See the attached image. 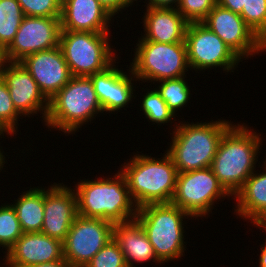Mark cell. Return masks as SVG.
<instances>
[{
  "instance_id": "obj_41",
  "label": "cell",
  "mask_w": 266,
  "mask_h": 267,
  "mask_svg": "<svg viewBox=\"0 0 266 267\" xmlns=\"http://www.w3.org/2000/svg\"><path fill=\"white\" fill-rule=\"evenodd\" d=\"M5 133H7L8 135H10L1 125H0V135L2 136V134H3V136H4V134Z\"/></svg>"
},
{
  "instance_id": "obj_12",
  "label": "cell",
  "mask_w": 266,
  "mask_h": 267,
  "mask_svg": "<svg viewBox=\"0 0 266 267\" xmlns=\"http://www.w3.org/2000/svg\"><path fill=\"white\" fill-rule=\"evenodd\" d=\"M202 23L219 36L240 59L266 51V44L240 14L231 10L216 4Z\"/></svg>"
},
{
  "instance_id": "obj_18",
  "label": "cell",
  "mask_w": 266,
  "mask_h": 267,
  "mask_svg": "<svg viewBox=\"0 0 266 267\" xmlns=\"http://www.w3.org/2000/svg\"><path fill=\"white\" fill-rule=\"evenodd\" d=\"M112 18L98 0H66L61 5V29L65 31L110 33Z\"/></svg>"
},
{
  "instance_id": "obj_7",
  "label": "cell",
  "mask_w": 266,
  "mask_h": 267,
  "mask_svg": "<svg viewBox=\"0 0 266 267\" xmlns=\"http://www.w3.org/2000/svg\"><path fill=\"white\" fill-rule=\"evenodd\" d=\"M138 42L130 65L138 81L152 83L186 76L190 67L185 42L159 43L142 37Z\"/></svg>"
},
{
  "instance_id": "obj_31",
  "label": "cell",
  "mask_w": 266,
  "mask_h": 267,
  "mask_svg": "<svg viewBox=\"0 0 266 267\" xmlns=\"http://www.w3.org/2000/svg\"><path fill=\"white\" fill-rule=\"evenodd\" d=\"M217 0H180L177 9L188 23L202 22Z\"/></svg>"
},
{
  "instance_id": "obj_19",
  "label": "cell",
  "mask_w": 266,
  "mask_h": 267,
  "mask_svg": "<svg viewBox=\"0 0 266 267\" xmlns=\"http://www.w3.org/2000/svg\"><path fill=\"white\" fill-rule=\"evenodd\" d=\"M143 16L144 40L159 43L185 42L188 22L177 8H146Z\"/></svg>"
},
{
  "instance_id": "obj_21",
  "label": "cell",
  "mask_w": 266,
  "mask_h": 267,
  "mask_svg": "<svg viewBox=\"0 0 266 267\" xmlns=\"http://www.w3.org/2000/svg\"><path fill=\"white\" fill-rule=\"evenodd\" d=\"M263 172L254 171L234 195L239 217L251 220L253 225L266 226V166ZM256 173V174H255Z\"/></svg>"
},
{
  "instance_id": "obj_14",
  "label": "cell",
  "mask_w": 266,
  "mask_h": 267,
  "mask_svg": "<svg viewBox=\"0 0 266 267\" xmlns=\"http://www.w3.org/2000/svg\"><path fill=\"white\" fill-rule=\"evenodd\" d=\"M0 76L6 83L13 105L20 116L30 117L42 111V119L45 122L49 100L26 68L20 62H8L5 67L0 68Z\"/></svg>"
},
{
  "instance_id": "obj_42",
  "label": "cell",
  "mask_w": 266,
  "mask_h": 267,
  "mask_svg": "<svg viewBox=\"0 0 266 267\" xmlns=\"http://www.w3.org/2000/svg\"><path fill=\"white\" fill-rule=\"evenodd\" d=\"M60 4L62 5L66 0H58Z\"/></svg>"
},
{
  "instance_id": "obj_40",
  "label": "cell",
  "mask_w": 266,
  "mask_h": 267,
  "mask_svg": "<svg viewBox=\"0 0 266 267\" xmlns=\"http://www.w3.org/2000/svg\"><path fill=\"white\" fill-rule=\"evenodd\" d=\"M3 153H4V152H2V150L0 149V170H1V171H2V168H3V166H4V163H6V162H5V158H6V157H4Z\"/></svg>"
},
{
  "instance_id": "obj_28",
  "label": "cell",
  "mask_w": 266,
  "mask_h": 267,
  "mask_svg": "<svg viewBox=\"0 0 266 267\" xmlns=\"http://www.w3.org/2000/svg\"><path fill=\"white\" fill-rule=\"evenodd\" d=\"M240 15L254 33L266 44V0H245Z\"/></svg>"
},
{
  "instance_id": "obj_30",
  "label": "cell",
  "mask_w": 266,
  "mask_h": 267,
  "mask_svg": "<svg viewBox=\"0 0 266 267\" xmlns=\"http://www.w3.org/2000/svg\"><path fill=\"white\" fill-rule=\"evenodd\" d=\"M85 267H128L120 246L111 239Z\"/></svg>"
},
{
  "instance_id": "obj_4",
  "label": "cell",
  "mask_w": 266,
  "mask_h": 267,
  "mask_svg": "<svg viewBox=\"0 0 266 267\" xmlns=\"http://www.w3.org/2000/svg\"><path fill=\"white\" fill-rule=\"evenodd\" d=\"M212 121L176 123L166 152L178 173L211 166L222 136L233 125L229 120Z\"/></svg>"
},
{
  "instance_id": "obj_24",
  "label": "cell",
  "mask_w": 266,
  "mask_h": 267,
  "mask_svg": "<svg viewBox=\"0 0 266 267\" xmlns=\"http://www.w3.org/2000/svg\"><path fill=\"white\" fill-rule=\"evenodd\" d=\"M25 15L17 0H0V43L7 48Z\"/></svg>"
},
{
  "instance_id": "obj_32",
  "label": "cell",
  "mask_w": 266,
  "mask_h": 267,
  "mask_svg": "<svg viewBox=\"0 0 266 267\" xmlns=\"http://www.w3.org/2000/svg\"><path fill=\"white\" fill-rule=\"evenodd\" d=\"M25 16L60 17L61 4L58 0H17Z\"/></svg>"
},
{
  "instance_id": "obj_9",
  "label": "cell",
  "mask_w": 266,
  "mask_h": 267,
  "mask_svg": "<svg viewBox=\"0 0 266 267\" xmlns=\"http://www.w3.org/2000/svg\"><path fill=\"white\" fill-rule=\"evenodd\" d=\"M231 195L219 183L210 167L180 172L172 204L192 217L209 215L216 200Z\"/></svg>"
},
{
  "instance_id": "obj_1",
  "label": "cell",
  "mask_w": 266,
  "mask_h": 267,
  "mask_svg": "<svg viewBox=\"0 0 266 267\" xmlns=\"http://www.w3.org/2000/svg\"><path fill=\"white\" fill-rule=\"evenodd\" d=\"M249 128L245 124H233L222 136L210 166L231 197L255 171L257 153L263 145L261 134Z\"/></svg>"
},
{
  "instance_id": "obj_38",
  "label": "cell",
  "mask_w": 266,
  "mask_h": 267,
  "mask_svg": "<svg viewBox=\"0 0 266 267\" xmlns=\"http://www.w3.org/2000/svg\"><path fill=\"white\" fill-rule=\"evenodd\" d=\"M258 228H263L266 231V226H258ZM263 246V247H262ZM261 254L259 257V267H266V242L264 245H261Z\"/></svg>"
},
{
  "instance_id": "obj_8",
  "label": "cell",
  "mask_w": 266,
  "mask_h": 267,
  "mask_svg": "<svg viewBox=\"0 0 266 267\" xmlns=\"http://www.w3.org/2000/svg\"><path fill=\"white\" fill-rule=\"evenodd\" d=\"M109 34L61 30L59 46L71 76L88 77L118 64L109 45Z\"/></svg>"
},
{
  "instance_id": "obj_35",
  "label": "cell",
  "mask_w": 266,
  "mask_h": 267,
  "mask_svg": "<svg viewBox=\"0 0 266 267\" xmlns=\"http://www.w3.org/2000/svg\"><path fill=\"white\" fill-rule=\"evenodd\" d=\"M244 4L245 0H217V5L237 14L242 13Z\"/></svg>"
},
{
  "instance_id": "obj_22",
  "label": "cell",
  "mask_w": 266,
  "mask_h": 267,
  "mask_svg": "<svg viewBox=\"0 0 266 267\" xmlns=\"http://www.w3.org/2000/svg\"><path fill=\"white\" fill-rule=\"evenodd\" d=\"M12 204L23 233L41 232L44 220V188H30Z\"/></svg>"
},
{
  "instance_id": "obj_11",
  "label": "cell",
  "mask_w": 266,
  "mask_h": 267,
  "mask_svg": "<svg viewBox=\"0 0 266 267\" xmlns=\"http://www.w3.org/2000/svg\"><path fill=\"white\" fill-rule=\"evenodd\" d=\"M113 223L77 215L63 242L64 259L85 267L93 256L113 239Z\"/></svg>"
},
{
  "instance_id": "obj_37",
  "label": "cell",
  "mask_w": 266,
  "mask_h": 267,
  "mask_svg": "<svg viewBox=\"0 0 266 267\" xmlns=\"http://www.w3.org/2000/svg\"><path fill=\"white\" fill-rule=\"evenodd\" d=\"M28 267H75L65 259L62 260H57L53 262H47V263H40V264H35L31 265Z\"/></svg>"
},
{
  "instance_id": "obj_25",
  "label": "cell",
  "mask_w": 266,
  "mask_h": 267,
  "mask_svg": "<svg viewBox=\"0 0 266 267\" xmlns=\"http://www.w3.org/2000/svg\"><path fill=\"white\" fill-rule=\"evenodd\" d=\"M185 76L177 79H164L158 81L159 86L156 90L160 93L161 98L166 102L168 108L176 115L177 110L187 105L191 94Z\"/></svg>"
},
{
  "instance_id": "obj_29",
  "label": "cell",
  "mask_w": 266,
  "mask_h": 267,
  "mask_svg": "<svg viewBox=\"0 0 266 267\" xmlns=\"http://www.w3.org/2000/svg\"><path fill=\"white\" fill-rule=\"evenodd\" d=\"M19 115L11 100L9 89L0 76V125L11 135L17 133V124L20 121L18 118L21 117Z\"/></svg>"
},
{
  "instance_id": "obj_39",
  "label": "cell",
  "mask_w": 266,
  "mask_h": 267,
  "mask_svg": "<svg viewBox=\"0 0 266 267\" xmlns=\"http://www.w3.org/2000/svg\"><path fill=\"white\" fill-rule=\"evenodd\" d=\"M8 63L6 48L0 43V68Z\"/></svg>"
},
{
  "instance_id": "obj_2",
  "label": "cell",
  "mask_w": 266,
  "mask_h": 267,
  "mask_svg": "<svg viewBox=\"0 0 266 267\" xmlns=\"http://www.w3.org/2000/svg\"><path fill=\"white\" fill-rule=\"evenodd\" d=\"M165 153L162 159L136 154L119 170L125 177L130 197L137 208L172 202L178 171L171 156Z\"/></svg>"
},
{
  "instance_id": "obj_33",
  "label": "cell",
  "mask_w": 266,
  "mask_h": 267,
  "mask_svg": "<svg viewBox=\"0 0 266 267\" xmlns=\"http://www.w3.org/2000/svg\"><path fill=\"white\" fill-rule=\"evenodd\" d=\"M93 84L103 112L110 113V92L112 87V65L104 71L88 76Z\"/></svg>"
},
{
  "instance_id": "obj_5",
  "label": "cell",
  "mask_w": 266,
  "mask_h": 267,
  "mask_svg": "<svg viewBox=\"0 0 266 267\" xmlns=\"http://www.w3.org/2000/svg\"><path fill=\"white\" fill-rule=\"evenodd\" d=\"M103 113L92 81L87 76H72L49 101L45 126L68 135Z\"/></svg>"
},
{
  "instance_id": "obj_17",
  "label": "cell",
  "mask_w": 266,
  "mask_h": 267,
  "mask_svg": "<svg viewBox=\"0 0 266 267\" xmlns=\"http://www.w3.org/2000/svg\"><path fill=\"white\" fill-rule=\"evenodd\" d=\"M5 254V267L53 262L64 259L63 242L41 232L23 233Z\"/></svg>"
},
{
  "instance_id": "obj_20",
  "label": "cell",
  "mask_w": 266,
  "mask_h": 267,
  "mask_svg": "<svg viewBox=\"0 0 266 267\" xmlns=\"http://www.w3.org/2000/svg\"><path fill=\"white\" fill-rule=\"evenodd\" d=\"M113 240L120 246L128 267H135L134 263L150 262L151 260L161 265L152 244L136 219L114 224Z\"/></svg>"
},
{
  "instance_id": "obj_3",
  "label": "cell",
  "mask_w": 266,
  "mask_h": 267,
  "mask_svg": "<svg viewBox=\"0 0 266 267\" xmlns=\"http://www.w3.org/2000/svg\"><path fill=\"white\" fill-rule=\"evenodd\" d=\"M76 185L74 191L78 215L104 219L113 224L136 218L138 208L132 201L125 177L119 170L113 178L80 180Z\"/></svg>"
},
{
  "instance_id": "obj_13",
  "label": "cell",
  "mask_w": 266,
  "mask_h": 267,
  "mask_svg": "<svg viewBox=\"0 0 266 267\" xmlns=\"http://www.w3.org/2000/svg\"><path fill=\"white\" fill-rule=\"evenodd\" d=\"M60 17L25 16L14 40L6 48L8 62H20L35 52L59 46Z\"/></svg>"
},
{
  "instance_id": "obj_6",
  "label": "cell",
  "mask_w": 266,
  "mask_h": 267,
  "mask_svg": "<svg viewBox=\"0 0 266 267\" xmlns=\"http://www.w3.org/2000/svg\"><path fill=\"white\" fill-rule=\"evenodd\" d=\"M189 217L194 219L172 203L147 204L137 209L135 219L142 226L162 264L184 256L183 219Z\"/></svg>"
},
{
  "instance_id": "obj_16",
  "label": "cell",
  "mask_w": 266,
  "mask_h": 267,
  "mask_svg": "<svg viewBox=\"0 0 266 267\" xmlns=\"http://www.w3.org/2000/svg\"><path fill=\"white\" fill-rule=\"evenodd\" d=\"M20 63L49 101L72 77L60 46L35 52L26 56Z\"/></svg>"
},
{
  "instance_id": "obj_34",
  "label": "cell",
  "mask_w": 266,
  "mask_h": 267,
  "mask_svg": "<svg viewBox=\"0 0 266 267\" xmlns=\"http://www.w3.org/2000/svg\"><path fill=\"white\" fill-rule=\"evenodd\" d=\"M98 1L114 17L116 14H119V12H121L122 9L125 10L130 5L132 6L134 1L137 0H98Z\"/></svg>"
},
{
  "instance_id": "obj_10",
  "label": "cell",
  "mask_w": 266,
  "mask_h": 267,
  "mask_svg": "<svg viewBox=\"0 0 266 267\" xmlns=\"http://www.w3.org/2000/svg\"><path fill=\"white\" fill-rule=\"evenodd\" d=\"M185 44L190 70L203 71L216 67L225 72H234L242 60L225 42L202 22L189 23Z\"/></svg>"
},
{
  "instance_id": "obj_15",
  "label": "cell",
  "mask_w": 266,
  "mask_h": 267,
  "mask_svg": "<svg viewBox=\"0 0 266 267\" xmlns=\"http://www.w3.org/2000/svg\"><path fill=\"white\" fill-rule=\"evenodd\" d=\"M63 183L44 188V220L41 233L64 242L77 213V196Z\"/></svg>"
},
{
  "instance_id": "obj_36",
  "label": "cell",
  "mask_w": 266,
  "mask_h": 267,
  "mask_svg": "<svg viewBox=\"0 0 266 267\" xmlns=\"http://www.w3.org/2000/svg\"><path fill=\"white\" fill-rule=\"evenodd\" d=\"M147 2H146L147 4L146 7L150 8H161V7L177 8L180 0H148Z\"/></svg>"
},
{
  "instance_id": "obj_27",
  "label": "cell",
  "mask_w": 266,
  "mask_h": 267,
  "mask_svg": "<svg viewBox=\"0 0 266 267\" xmlns=\"http://www.w3.org/2000/svg\"><path fill=\"white\" fill-rule=\"evenodd\" d=\"M142 110L149 122L154 124H165L176 117V115L168 108L166 102L161 98L160 93L154 88V90H148L146 95L142 99Z\"/></svg>"
},
{
  "instance_id": "obj_26",
  "label": "cell",
  "mask_w": 266,
  "mask_h": 267,
  "mask_svg": "<svg viewBox=\"0 0 266 267\" xmlns=\"http://www.w3.org/2000/svg\"><path fill=\"white\" fill-rule=\"evenodd\" d=\"M23 231L17 218L16 211L11 204L0 207V246L5 248V253L22 236Z\"/></svg>"
},
{
  "instance_id": "obj_23",
  "label": "cell",
  "mask_w": 266,
  "mask_h": 267,
  "mask_svg": "<svg viewBox=\"0 0 266 267\" xmlns=\"http://www.w3.org/2000/svg\"><path fill=\"white\" fill-rule=\"evenodd\" d=\"M115 66V67H114ZM130 72L127 74L123 70H119L114 63L112 64V87L110 92V112H117L122 110L121 108L126 107L129 102L132 101L134 96V83L137 81L130 66L128 69ZM131 76V77H129ZM134 78V79H132Z\"/></svg>"
}]
</instances>
